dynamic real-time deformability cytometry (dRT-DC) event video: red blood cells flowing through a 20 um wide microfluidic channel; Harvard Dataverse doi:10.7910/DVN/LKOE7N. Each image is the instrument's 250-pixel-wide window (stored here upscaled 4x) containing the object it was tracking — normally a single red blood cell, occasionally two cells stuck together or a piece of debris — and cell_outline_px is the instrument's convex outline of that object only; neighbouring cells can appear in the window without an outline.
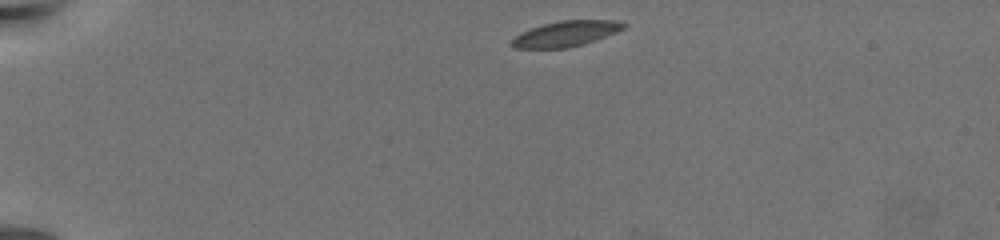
{"species": "common noctule bat (a hibernating species)", "species_latin": "Nyctalus noctula", "temperature_condition": "warm", "stored_images_in_passage": 51, "camera_frame_rate_fps": 3000, "um_per_image_px": 0.085, "animal": {"sex": "female", "body_mass_g": 19.5, "forearm_length_mm": 54.1}, "frame": {"image": 1, "passage_image": 1, "time_ms": 0.0, "image_size_px": [1000, 240], "cell_outline_px": [[628, 24], [624, 28], [616, 32], [596, 40], [584, 44], [568, 48], [512, 48], [508, 44], [520, 32], [544, 24], [560, 20], [620, 20]], "centroid_in_image_um": [48.11, 2.87], "position_along_channel_um": 36.9, "area_um2": 16.76}}
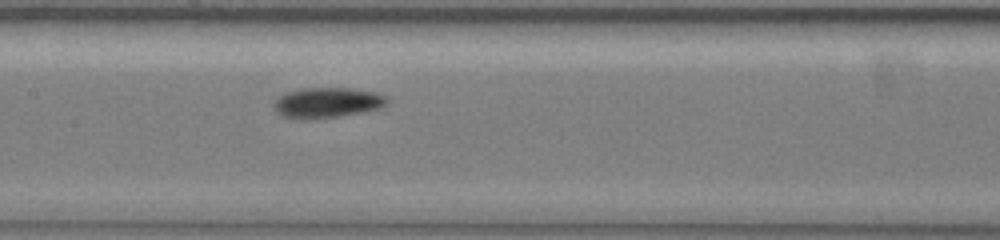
{"frame": {"image": 2, "passage_image": 21, "time_ms": 6.667, "image_size_px": [1000, 240], "cell_outline_px": [[388, 100], [384, 104], [376, 108], [336, 116], [284, 116], [276, 108], [276, 100], [284, 92], [300, 88], [352, 88], [376, 92], [388, 96]], "centroid_in_image_um": [27.87, 8.64], "position_along_channel_um": 179.5, "area_um2": 18.73}}
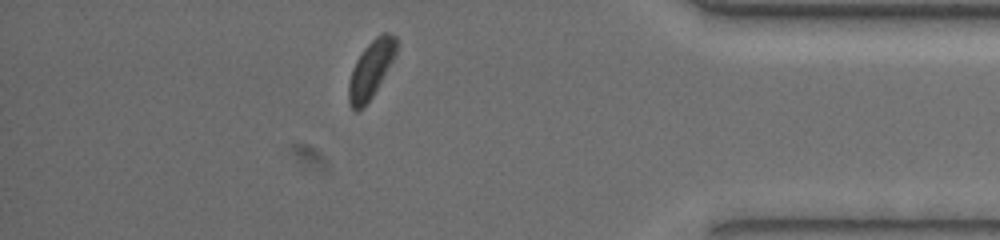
{"frame": {"image": 3, "passage_image": 44, "time_ms": 14.333, "image_size_px": [1000, 240], "cell_outline_px": [[396, 52], [392, 60], [372, 96], [356, 112], [352, 108], [348, 100], [348, 84], [356, 60], [364, 48], [376, 36], [384, 32], [388, 32], [396, 36]], "centroid_in_image_um": [31.51, 5.86], "position_along_channel_um": 403.7, "area_um2": 15.32}, "authors_computed_cell_mechanics": {"area_um2": 17.5712, "velocity_mm_per_s": 3.2564, "shape_relaxation_time_tau1_ms": 3.4296, "shape_relaxation_time_tau2_ms": 2.6994, "deformation_change_tau1": 0.0905, "deformation_change_tau2": 0.0509}}